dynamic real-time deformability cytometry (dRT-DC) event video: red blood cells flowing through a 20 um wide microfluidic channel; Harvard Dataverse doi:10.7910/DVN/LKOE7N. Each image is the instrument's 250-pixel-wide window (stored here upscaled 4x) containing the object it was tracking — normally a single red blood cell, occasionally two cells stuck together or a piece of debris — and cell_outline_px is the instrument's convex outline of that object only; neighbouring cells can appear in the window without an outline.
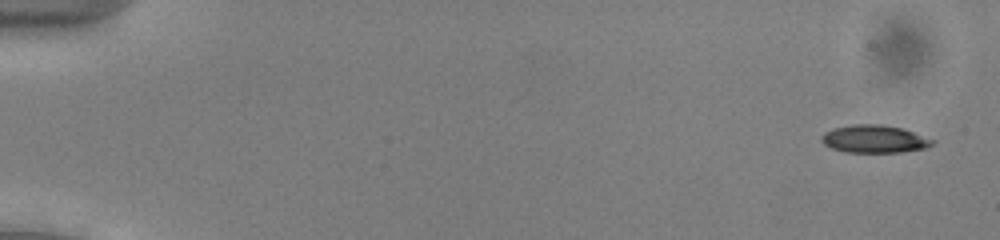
{"species": "common noctule bat (a hibernating species)", "species_latin": "Nyctalus noctula", "temperature_condition": "cold", "stored_images_in_passage": 54, "camera_frame_rate_fps": 3000, "um_per_image_px": 0.085, "animal": {"sex": "male", "body_mass_g": 13.0, "forearm_length_mm": 53.1}, "frame": {"image": 1, "passage_image": 3, "time_ms": 0.667, "image_size_px": [1000, 240], "cell_outline_px": [[936, 140], [932, 144], [924, 148], [900, 152], [844, 152], [832, 148], [824, 144], [820, 140], [820, 136], [824, 132], [832, 128], [852, 124], [880, 124], [900, 128]], "centroid_in_image_um": [74.26, 11.81], "position_along_channel_um": 10.7, "area_um2": 17.86}}
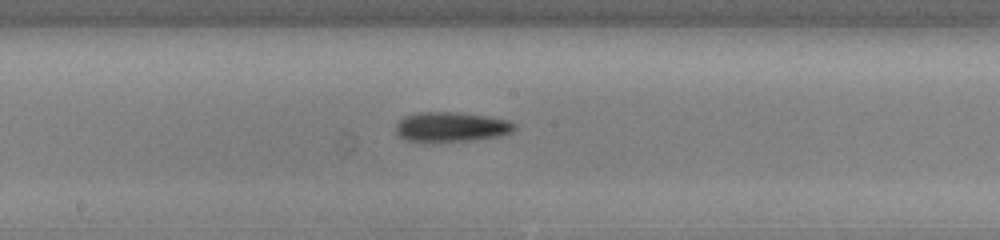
{"frame": {"image": 2, "passage_image": 30, "time_ms": 9.667, "image_size_px": [1000, 240], "cell_outline_px": [[516, 128], [512, 132], [500, 136], [472, 140], [424, 144], [404, 140], [396, 132], [396, 124], [404, 116], [420, 112], [456, 112], [484, 116], [508, 120], [516, 124]], "centroid_in_image_um": [38.31, 10.82], "position_along_channel_um": 209.9, "area_um2": 21.1}}
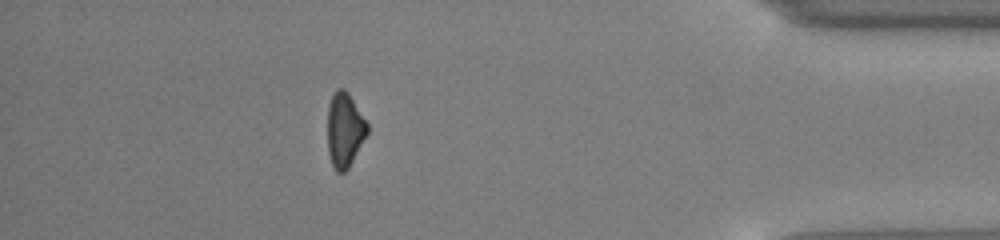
{"frame": {"image": 3, "passage_image": 48, "time_ms": 15.667, "image_size_px": [1000, 240], "cell_outline_px": [[368, 132], [348, 168], [344, 172], [336, 172], [332, 164], [328, 152], [328, 104], [336, 88], [344, 88], [348, 92], [368, 124]], "centroid_in_image_um": [29.28, 11.02], "position_along_channel_um": 405.9, "area_um2": 17.11}, "authors_computed_cell_mechanics": {"area_um2": 18.7272, "velocity_mm_per_s": 3.9503, "shape_relaxation_time_tau1_ms": 3.1778, "shape_relaxation_time_tau2_ms": 9.5638, "deformation_change_tau1": 0.1148, "deformation_change_tau2": 0.247}}